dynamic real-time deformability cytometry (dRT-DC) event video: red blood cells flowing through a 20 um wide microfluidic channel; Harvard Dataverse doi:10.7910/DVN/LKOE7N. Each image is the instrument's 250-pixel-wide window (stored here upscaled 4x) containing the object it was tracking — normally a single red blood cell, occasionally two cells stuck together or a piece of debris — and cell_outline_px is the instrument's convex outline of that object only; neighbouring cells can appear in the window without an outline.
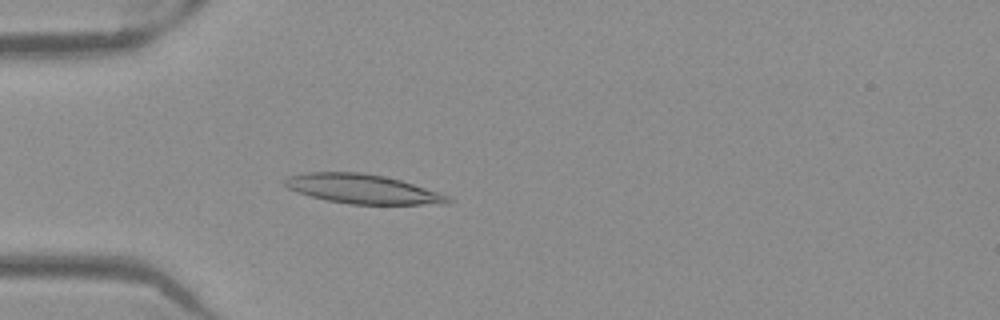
{"species": "Egyptian fruit bat (a non-hibernating species)", "species_latin": "Rousettus aegyptiacus", "temperature_condition": "warm", "stored_images_in_passage": 43, "camera_frame_rate_fps": 3000, "um_per_image_px": 0.085, "frame": {"image": 1, "passage_image": 14, "time_ms": 4.333, "image_size_px": [1000, 320], "cell_outline_px": [[452, 200], [448, 204], [348, 204], [328, 200], [296, 192], [288, 188], [280, 180], [288, 176], [304, 172], [360, 172], [400, 180], [448, 196]], "centroid_in_image_um": [30.74, 16.06], "position_along_channel_um": 54.3, "area_um2": 27.57}}
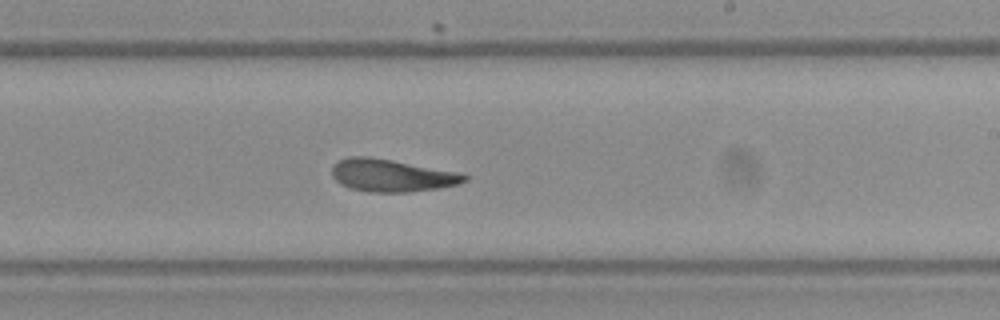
{"frame": {"image": 2, "passage_image": 30, "time_ms": 9.667, "image_size_px": [1000, 320], "cell_outline_px": [[468, 180], [460, 184], [436, 188], [408, 192], [368, 192], [352, 188], [340, 184], [332, 176], [332, 164], [348, 156], [372, 156], [456, 172], [468, 176]], "centroid_in_image_um": [33.25, 14.9], "position_along_channel_um": 255.7, "area_um2": 25.03}}
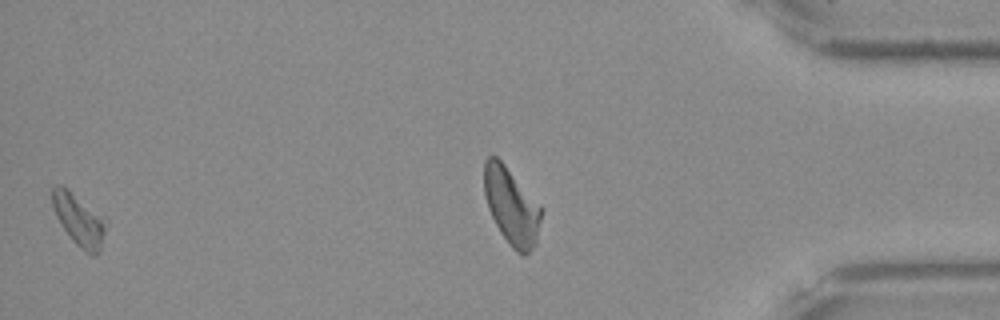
{"frame": {"image": 3, "passage_image": 42, "time_ms": 13.667, "image_size_px": [1000, 320], "cell_outline_px": [[104, 232], [100, 252], [96, 256], [92, 256], [84, 252], [72, 240], [56, 216], [52, 204], [52, 188], [56, 184], [60, 184], [68, 188], [104, 216]], "centroid_in_image_um": [6.7, 18.67], "position_along_channel_um": 428.5, "area_um2": 16.18}, "authors_computed_cell_mechanics": {"area_um2": 26.0678, "velocity_mm_per_s": 3.9465, "shape_relaxation_time_tau1_ms": null, "shape_relaxation_time_tau2_ms": 3.3535, "deformation_change_tau1": null, "deformation_change_tau2": 0.1128}}